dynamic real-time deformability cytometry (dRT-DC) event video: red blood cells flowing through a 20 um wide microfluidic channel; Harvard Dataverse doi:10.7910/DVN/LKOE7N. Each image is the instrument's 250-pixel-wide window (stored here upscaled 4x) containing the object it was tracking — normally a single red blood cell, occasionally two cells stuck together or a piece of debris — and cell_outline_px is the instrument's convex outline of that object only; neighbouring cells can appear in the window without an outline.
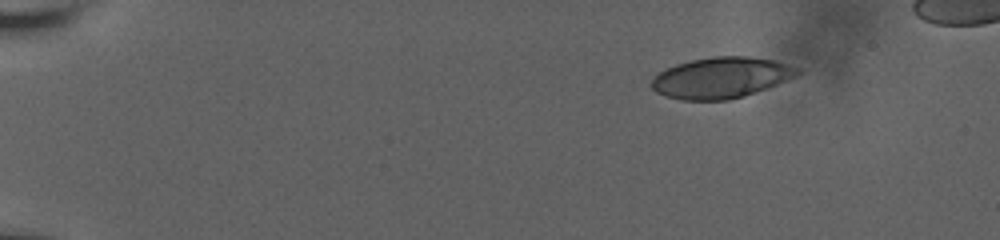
{"species": "human", "species_latin": "Homo sapiens", "temperature_condition": "room temperature", "stored_images_in_passage": 17, "camera_frame_rate_fps": 3000, "um_per_image_px": 0.085, "donor": {"sex": "male"}, "frame": {"image": 1, "passage_image": 1, "time_ms": 0.0, "image_size_px": [1000, 240], "cell_outline_px": [[804, 72], [796, 76], [776, 84], [744, 96], [728, 100], [684, 100], [664, 96], [656, 92], [652, 88], [652, 80], [664, 68], [676, 64], [692, 60], [716, 56], [748, 56], [776, 60], [800, 68]], "centroid_in_image_um": [61.32, 6.6], "position_along_channel_um": 23.7, "area_um2": 34.8}}
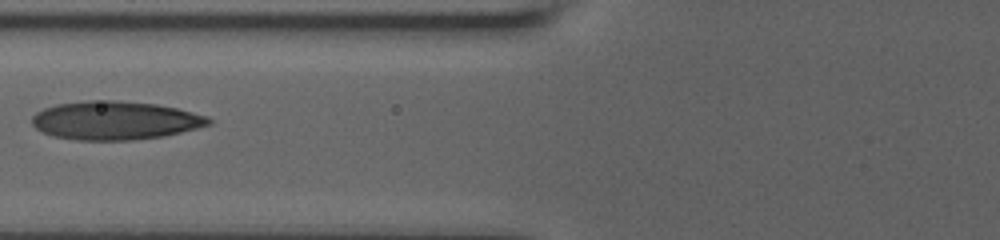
{"frame": {"image": 2, "passage_image": 13, "time_ms": 6.0, "image_size_px": [1000, 240], "cell_outline_px": [[212, 124], [164, 136], [132, 140], [80, 140], [52, 136], [40, 132], [32, 124], [32, 116], [36, 112], [44, 108], [56, 104], [88, 100], [116, 100], [156, 104], [176, 108], [208, 116], [212, 120]], "centroid_in_image_um": [9.76, 10.23], "position_along_channel_um": 116.0, "area_um2": 39.77}}
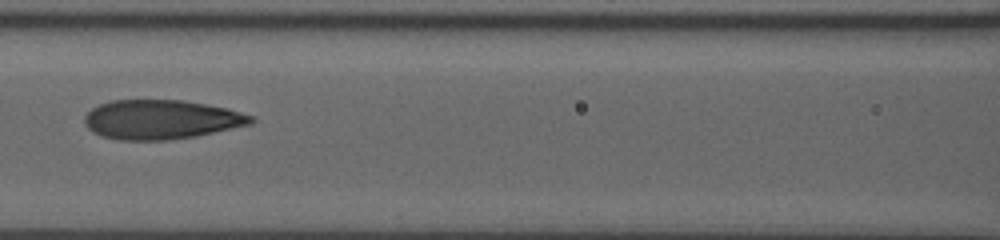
{"frame": {"image": 3, "passage_image": 15, "time_ms": 7.0, "image_size_px": [1000, 240], "cell_outline_px": [[256, 120], [252, 124], [196, 136], [168, 140], [120, 140], [100, 136], [92, 132], [84, 124], [84, 116], [92, 108], [100, 104], [112, 100], [184, 100], [228, 108], [256, 116]], "centroid_in_image_um": [13.72, 10.16], "position_along_channel_um": 152.9, "area_um2": 38.49}}